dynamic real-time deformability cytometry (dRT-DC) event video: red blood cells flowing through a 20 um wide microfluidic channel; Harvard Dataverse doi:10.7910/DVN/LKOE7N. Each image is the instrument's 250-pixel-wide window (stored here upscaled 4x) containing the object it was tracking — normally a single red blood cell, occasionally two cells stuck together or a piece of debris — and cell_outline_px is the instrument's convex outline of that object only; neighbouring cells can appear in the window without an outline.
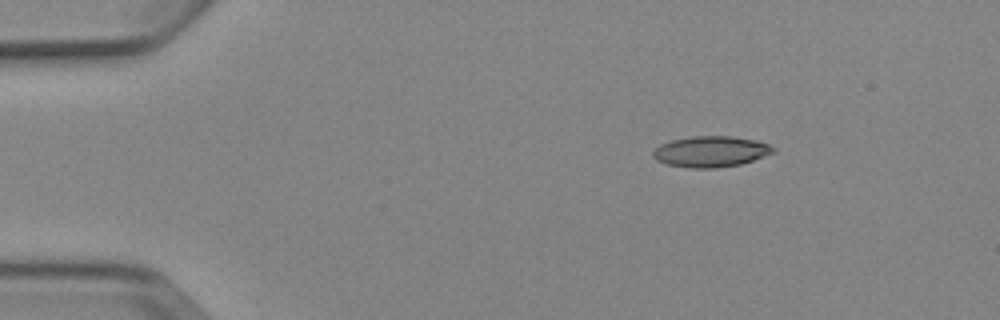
{"species": "Egyptian fruit bat (a non-hibernating species)", "species_latin": "Rousettus aegyptiacus", "temperature_condition": "cold", "stored_images_in_passage": 5, "camera_frame_rate_fps": 3000, "um_per_image_px": 0.085, "animal": {"sex": "female"}, "frame": {"image": 1, "passage_image": 1, "time_ms": 0.0, "image_size_px": [1000, 320], "cell_outline_px": [[776, 152], [740, 164], [716, 168], [688, 168], [668, 164], [656, 160], [652, 156], [652, 152], [660, 144], [672, 140], [692, 136], [732, 136], [756, 140], [768, 144], [776, 148]], "centroid_in_image_um": [60.42, 12.88], "position_along_channel_um": 24.6, "area_um2": 21.68}}
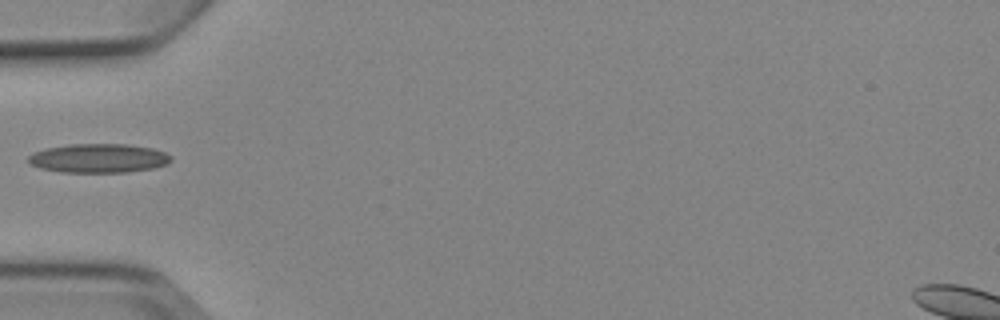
{"frame": {"image": 2, "passage_image": 4, "time_ms": 3.333, "image_size_px": [1000, 320], "cell_outline_px": [[172, 160], [168, 164], [156, 168], [128, 172], [60, 172], [40, 168], [32, 164], [28, 160], [28, 156], [32, 152], [48, 148], [72, 144], [128, 144], [152, 148], [164, 152], [172, 156]], "centroid_in_image_um": [8.43, 13.45], "position_along_channel_um": 76.6, "area_um2": 24.22}}
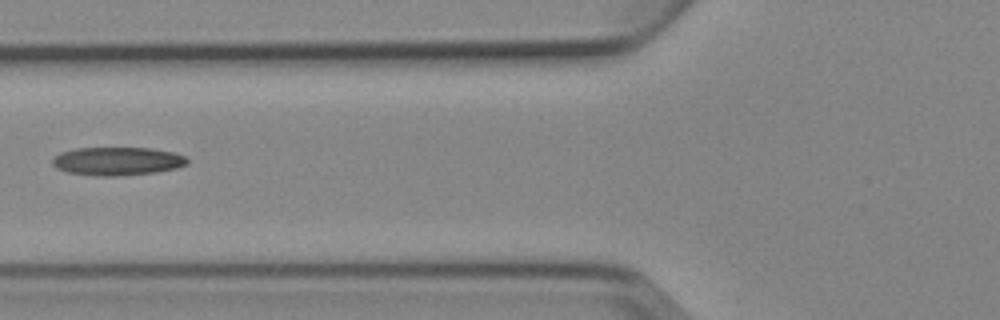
{"frame": {"image": 3, "passage_image": 5, "time_ms": 4.333, "image_size_px": [1000, 320], "cell_outline_px": [[188, 164], [176, 168], [156, 172], [116, 176], [96, 176], [68, 172], [56, 168], [52, 164], [52, 160], [60, 152], [76, 148], [152, 148], [172, 152], [184, 156], [188, 160]], "centroid_in_image_um": [9.97, 13.7], "position_along_channel_um": 115.8, "area_um2": 22.2}}